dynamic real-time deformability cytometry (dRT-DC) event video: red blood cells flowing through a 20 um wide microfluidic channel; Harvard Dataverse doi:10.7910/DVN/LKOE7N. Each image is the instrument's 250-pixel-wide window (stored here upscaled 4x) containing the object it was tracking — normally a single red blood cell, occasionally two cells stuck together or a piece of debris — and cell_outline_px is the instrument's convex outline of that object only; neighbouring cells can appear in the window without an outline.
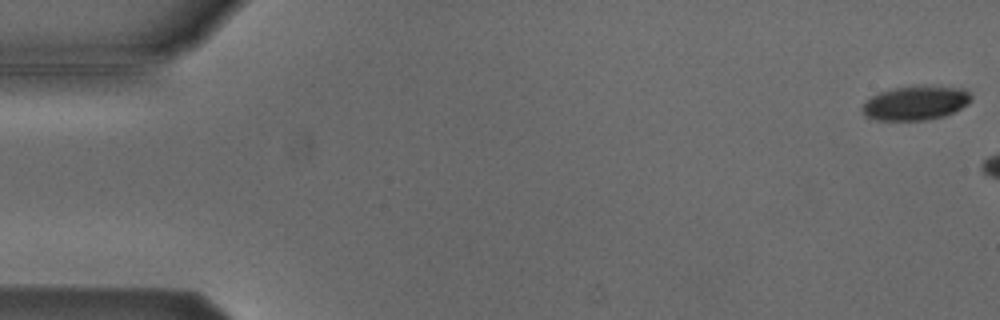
{"species": "Egyptian fruit bat (a non-hibernating species)", "species_latin": "Rousettus aegyptiacus", "temperature_condition": "cold", "stored_images_in_passage": 9, "camera_frame_rate_fps": 3000, "um_per_image_px": 0.085, "animal": {"sex": "male"}, "frame": {"image": 1, "passage_image": 1, "time_ms": 0.0, "image_size_px": [1000, 320], "cell_outline_px": [[972, 100], [968, 104], [944, 116], [928, 120], [876, 120], [864, 116], [864, 104], [872, 96], [880, 92], [896, 88], [964, 88], [972, 96]], "centroid_in_image_um": [77.83, 8.8], "position_along_channel_um": 7.2, "area_um2": 20.81}}